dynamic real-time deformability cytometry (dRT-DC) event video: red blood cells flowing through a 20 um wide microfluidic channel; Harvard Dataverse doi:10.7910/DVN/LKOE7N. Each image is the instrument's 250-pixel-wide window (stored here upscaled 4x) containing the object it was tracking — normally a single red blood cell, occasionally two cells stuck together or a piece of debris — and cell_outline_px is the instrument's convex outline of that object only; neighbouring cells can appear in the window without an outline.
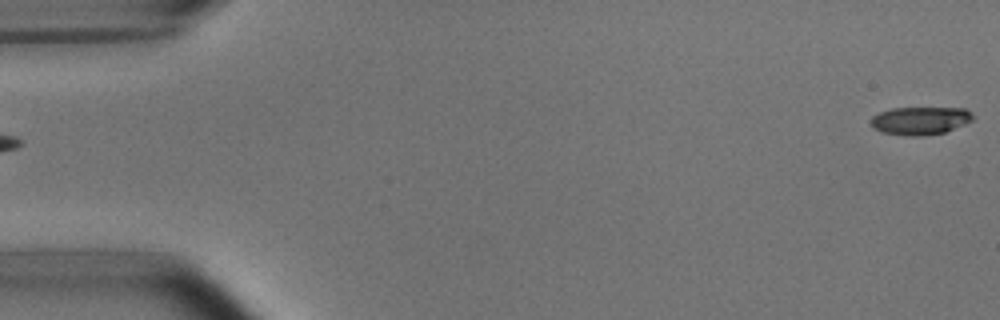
{"species": "common noctule bat (a hibernating species)", "species_latin": "Nyctalus noctula", "temperature_condition": "room temperature", "stored_images_in_passage": 22, "camera_frame_rate_fps": 3000, "um_per_image_px": 0.085, "animal": {"sex": "male", "body_mass_g": 15.6}, "frame": {"image": 1, "passage_image": 1, "time_ms": 0.0, "image_size_px": [1000, 320], "cell_outline_px": [[972, 120], [964, 124], [944, 132], [924, 136], [904, 136], [880, 132], [872, 128], [872, 116], [880, 112], [892, 108], [964, 108], [972, 112]], "centroid_in_image_um": [78.19, 10.26], "position_along_channel_um": 6.8, "area_um2": 16.65}}